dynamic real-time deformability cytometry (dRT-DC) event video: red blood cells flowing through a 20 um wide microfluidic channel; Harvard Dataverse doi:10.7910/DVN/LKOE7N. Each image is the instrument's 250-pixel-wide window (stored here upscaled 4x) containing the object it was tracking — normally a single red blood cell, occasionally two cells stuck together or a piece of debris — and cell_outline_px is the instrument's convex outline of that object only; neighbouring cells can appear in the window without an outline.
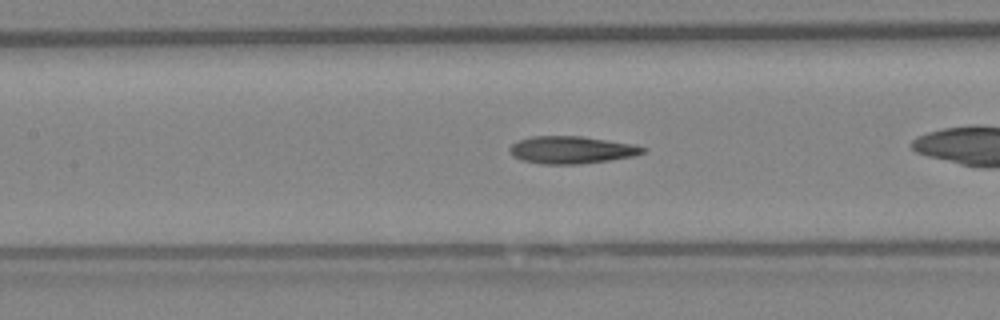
{"species": "Egyptian fruit bat (a non-hibernating species)", "species_latin": "Rousettus aegyptiacus", "temperature_condition": "warm", "stored_images_in_passage": 29, "camera_frame_rate_fps": 3000, "um_per_image_px": 0.085, "animal": {"sex": "female"}, "frame": {"image": 1, "passage_image": 9, "time_ms": 2.667, "image_size_px": [1000, 320], "cell_outline_px": [[648, 148], [644, 152], [636, 156], [580, 164], [540, 164], [520, 160], [512, 156], [508, 148], [512, 144], [520, 140], [532, 136], [580, 136], [636, 144]], "centroid_in_image_um": [48.59, 12.74], "position_along_channel_um": 158.8, "area_um2": 21.44}}
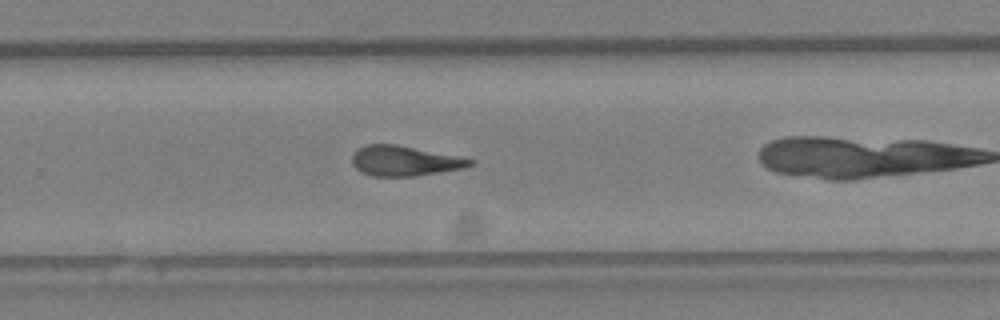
{"frame": {"image": 2, "passage_image": 21, "time_ms": 6.667, "image_size_px": [1000, 320], "cell_outline_px": [[476, 164], [464, 168], [412, 176], [372, 176], [360, 172], [352, 164], [352, 152], [356, 148], [364, 144], [396, 144], [476, 160]], "centroid_in_image_um": [34.33, 13.66], "position_along_channel_um": 295.5, "area_um2": 20.75}}